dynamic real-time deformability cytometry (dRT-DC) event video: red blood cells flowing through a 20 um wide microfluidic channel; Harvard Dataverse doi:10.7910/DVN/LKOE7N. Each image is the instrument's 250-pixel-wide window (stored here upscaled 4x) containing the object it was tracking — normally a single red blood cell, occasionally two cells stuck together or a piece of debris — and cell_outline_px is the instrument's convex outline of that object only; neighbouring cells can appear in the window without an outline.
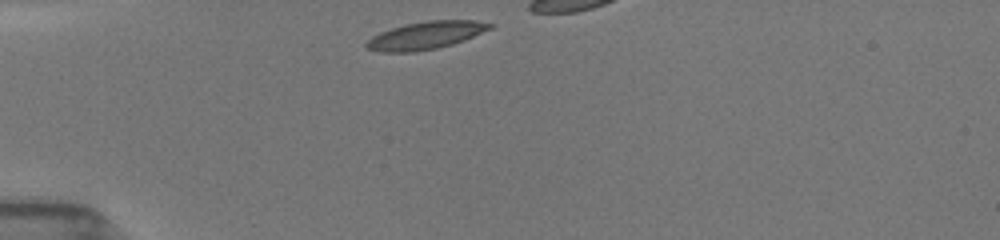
{"species": "common noctule bat (a hibernating species)", "species_latin": "Nyctalus noctula", "temperature_condition": "room temperature", "stored_images_in_passage": 13, "camera_frame_rate_fps": 3000, "um_per_image_px": 0.085, "animal": {"sex": "female", "body_mass_g": 19.5, "forearm_length_mm": 54.1}, "frame": {"image": 1, "passage_image": 1, "time_ms": 0.0, "image_size_px": [1000, 240], "cell_outline_px": [[496, 24], [492, 28], [464, 40], [452, 44], [436, 48], [412, 52], [380, 52], [368, 48], [364, 44], [372, 36], [380, 32], [404, 24], [428, 20], [476, 20]], "centroid_in_image_um": [36.2, 2.99], "position_along_channel_um": 48.8, "area_um2": 19.88}}
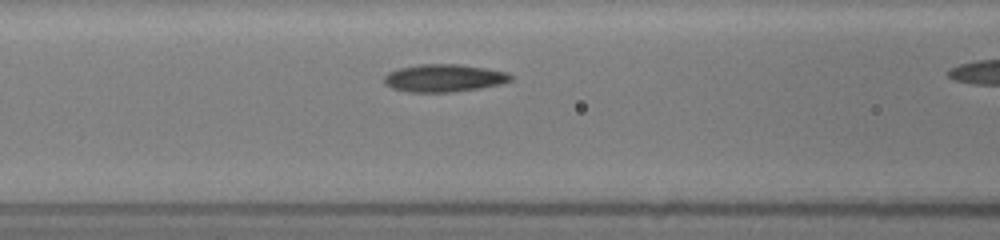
{"frame": {"image": 2, "passage_image": 9, "time_ms": 2.667, "image_size_px": [1000, 240], "cell_outline_px": [[512, 80], [500, 84], [480, 88], [452, 92], [408, 92], [392, 88], [384, 84], [384, 76], [388, 72], [400, 68], [420, 64], [460, 64], [508, 72], [512, 76]], "centroid_in_image_um": [37.73, 6.63], "position_along_channel_um": 128.9, "area_um2": 20.4}}
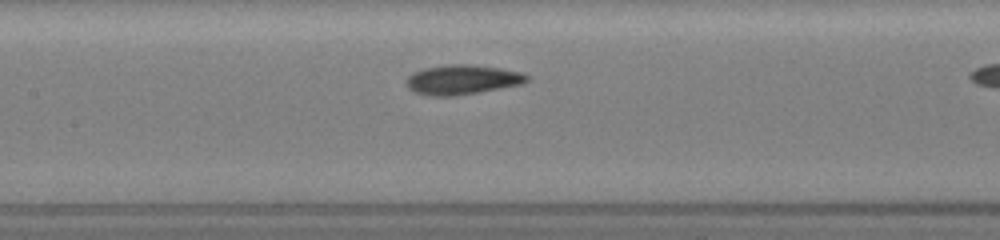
{"frame": {"image": 3, "passage_image": 12, "time_ms": 3.667, "image_size_px": [1000, 240], "cell_outline_px": [[528, 80], [524, 84], [452, 96], [432, 96], [416, 92], [408, 88], [404, 84], [404, 80], [408, 76], [424, 68], [448, 64], [472, 64], [500, 68], [520, 72], [528, 76]], "centroid_in_image_um": [39.27, 6.76], "position_along_channel_um": 168.1, "area_um2": 20.75}}